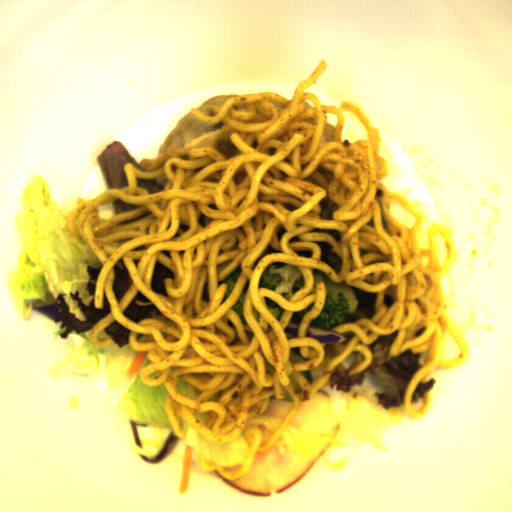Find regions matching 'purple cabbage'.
Segmentation results:
<instances>
[{"label":"purple cabbage","mask_w":512,"mask_h":512,"mask_svg":"<svg viewBox=\"0 0 512 512\" xmlns=\"http://www.w3.org/2000/svg\"><path fill=\"white\" fill-rule=\"evenodd\" d=\"M180 439L181 437H178L176 432L174 431L161 443L159 449L156 452L148 456H143L140 454L139 455L141 456L145 463L156 465L161 461L165 460L171 454V452L180 442Z\"/></svg>","instance_id":"obj_1"},{"label":"purple cabbage","mask_w":512,"mask_h":512,"mask_svg":"<svg viewBox=\"0 0 512 512\" xmlns=\"http://www.w3.org/2000/svg\"><path fill=\"white\" fill-rule=\"evenodd\" d=\"M332 328L334 327H317L310 324L306 329V337L313 338L322 344L348 341L349 337L334 332Z\"/></svg>","instance_id":"obj_2"},{"label":"purple cabbage","mask_w":512,"mask_h":512,"mask_svg":"<svg viewBox=\"0 0 512 512\" xmlns=\"http://www.w3.org/2000/svg\"><path fill=\"white\" fill-rule=\"evenodd\" d=\"M301 326V323H298L293 320H289L287 326L285 327V332L287 334V340L291 338H299L298 331Z\"/></svg>","instance_id":"obj_3"},{"label":"purple cabbage","mask_w":512,"mask_h":512,"mask_svg":"<svg viewBox=\"0 0 512 512\" xmlns=\"http://www.w3.org/2000/svg\"><path fill=\"white\" fill-rule=\"evenodd\" d=\"M129 423H130V427H131L133 441H134V444H135V443L141 441L140 435H139V431H138V427H137V424H134L130 420H129Z\"/></svg>","instance_id":"obj_4"}]
</instances>
